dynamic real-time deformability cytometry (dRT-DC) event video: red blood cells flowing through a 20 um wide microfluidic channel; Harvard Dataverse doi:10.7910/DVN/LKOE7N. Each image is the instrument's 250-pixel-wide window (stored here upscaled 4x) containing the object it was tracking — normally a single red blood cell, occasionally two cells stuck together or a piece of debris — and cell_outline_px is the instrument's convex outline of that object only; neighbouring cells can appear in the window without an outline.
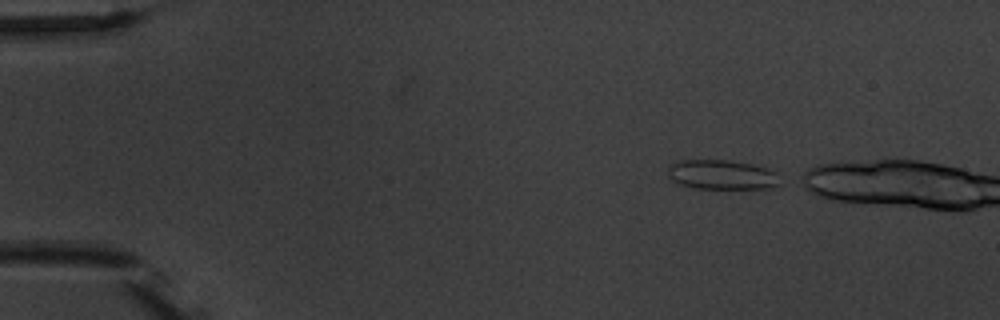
{"species": "common noctule bat (a hibernating species)", "species_latin": "Nyctalus noctula", "temperature_condition": "warm", "stored_images_in_passage": 4, "camera_frame_rate_fps": 3000, "um_per_image_px": 0.085, "animal": {"sex": "male", "body_mass_g": 20.1, "forearm_length_mm": 53.5}, "frame": {"image": 1, "passage_image": 1, "time_ms": 0.0, "image_size_px": [1000, 320], "cell_outline_px": [[780, 184], [776, 188], [696, 188], [680, 184], [672, 180], [668, 176], [668, 168], [672, 164], [684, 160], [728, 160], [752, 164], [768, 168], [776, 172]], "centroid_in_image_um": [61.4, 14.85], "position_along_channel_um": 23.6, "area_um2": 19.25}}